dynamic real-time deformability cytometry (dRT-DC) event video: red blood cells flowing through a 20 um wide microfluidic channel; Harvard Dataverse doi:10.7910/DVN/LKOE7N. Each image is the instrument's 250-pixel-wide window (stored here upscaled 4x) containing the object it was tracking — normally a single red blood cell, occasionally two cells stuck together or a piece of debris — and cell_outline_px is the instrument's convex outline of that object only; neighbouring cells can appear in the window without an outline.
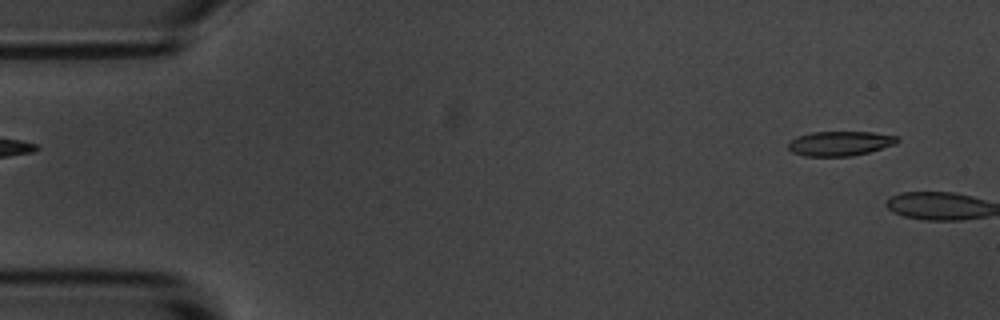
{"species": "common noctule bat (a hibernating species)", "species_latin": "Nyctalus noctula", "temperature_condition": "room temperature", "stored_images_in_passage": 3, "camera_frame_rate_fps": 3000, "um_per_image_px": 0.085, "animal": {"sex": "male", "body_mass_g": 20.1, "forearm_length_mm": 53.5}, "frame": {"image": 1, "passage_image": 1, "time_ms": 0.0, "image_size_px": [1000, 320], "cell_outline_px": [[900, 140], [896, 144], [868, 152], [852, 156], [804, 156], [792, 152], [788, 148], [788, 140], [796, 136], [812, 132], [872, 132], [896, 136]], "centroid_in_image_um": [71.36, 12.19], "position_along_channel_um": 13.6, "area_um2": 15.72}}